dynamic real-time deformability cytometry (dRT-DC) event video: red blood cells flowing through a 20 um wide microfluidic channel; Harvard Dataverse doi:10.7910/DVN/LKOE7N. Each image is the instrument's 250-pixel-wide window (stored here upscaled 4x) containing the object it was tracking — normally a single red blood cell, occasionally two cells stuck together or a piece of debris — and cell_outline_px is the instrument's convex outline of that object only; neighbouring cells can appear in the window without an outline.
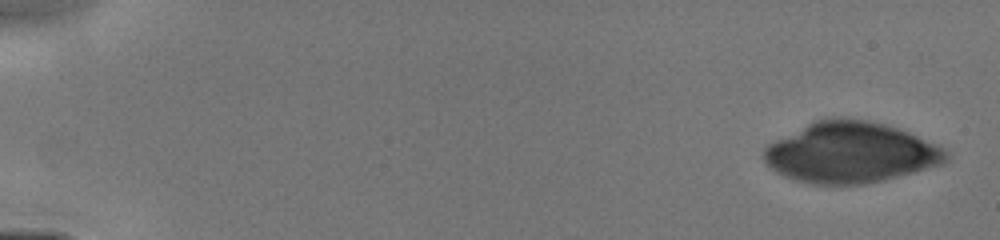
{"species": "human", "species_latin": "Homo sapiens", "temperature_condition": "cold", "stored_images_in_passage": 15, "camera_frame_rate_fps": 3000, "um_per_image_px": 0.085, "donor": {"sex": "male"}, "frame": {"image": 1, "passage_image": 1, "time_ms": 0.0, "image_size_px": [1000, 240], "cell_outline_px": [[948, 160], [944, 164], [884, 180], [864, 184], [812, 184], [796, 180], [784, 176], [776, 172], [764, 160], [764, 148], [768, 144], [816, 120], [832, 116], [840, 116], [868, 120], [900, 128], [944, 148], [948, 152]], "centroid_in_image_um": [72.33, 12.96], "position_along_channel_um": 12.7, "area_um2": 64.5}}